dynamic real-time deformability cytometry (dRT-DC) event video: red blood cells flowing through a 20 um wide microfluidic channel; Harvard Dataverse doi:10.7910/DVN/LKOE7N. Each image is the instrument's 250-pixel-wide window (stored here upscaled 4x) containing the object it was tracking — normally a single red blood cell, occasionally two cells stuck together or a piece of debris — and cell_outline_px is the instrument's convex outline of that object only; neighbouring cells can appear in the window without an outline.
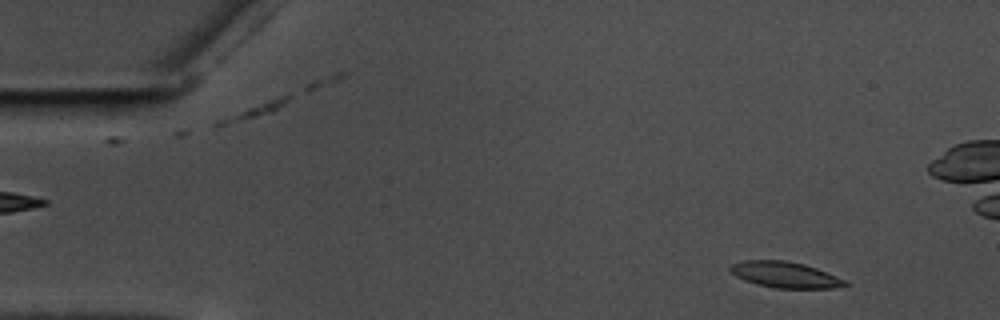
{"species": "common noctule bat (a hibernating species)", "species_latin": "Nyctalus noctula", "temperature_condition": "warm", "stored_images_in_passage": 54, "camera_frame_rate_fps": 3000, "um_per_image_px": 0.085, "animal": {"sex": "male", "body_mass_g": 17.5, "forearm_length_mm": 52.3}, "frame": {"image": 1, "passage_image": 6, "time_ms": 1.667, "image_size_px": [1000, 320], "cell_outline_px": [[848, 284], [832, 288], [776, 288], [756, 284], [744, 280], [736, 276], [728, 268], [732, 264], [744, 260], [784, 260], [804, 264], [816, 268], [844, 280]], "centroid_in_image_um": [66.67, 23.35], "position_along_channel_um": 18.3, "area_um2": 17.11}}
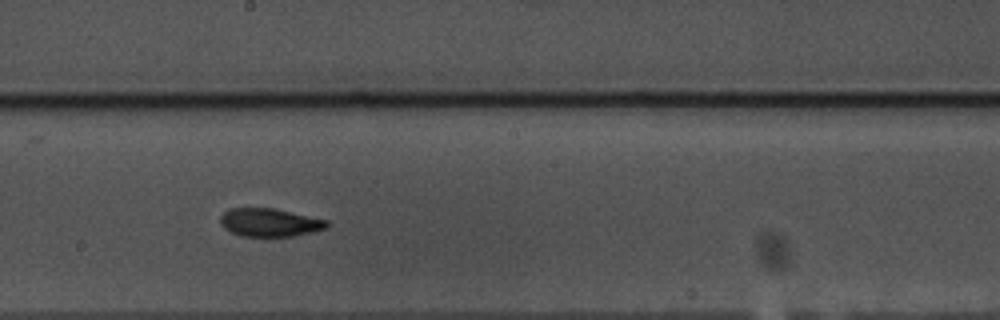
{"frame": {"image": 2, "passage_image": 32, "time_ms": 10.333, "image_size_px": [1000, 320], "cell_outline_px": [[332, 224], [328, 228], [312, 232], [292, 236], [240, 236], [228, 232], [220, 224], [220, 216], [228, 208], [276, 208], [328, 220]], "centroid_in_image_um": [22.93, 18.91], "position_along_channel_um": 225.3, "area_um2": 17.86}}
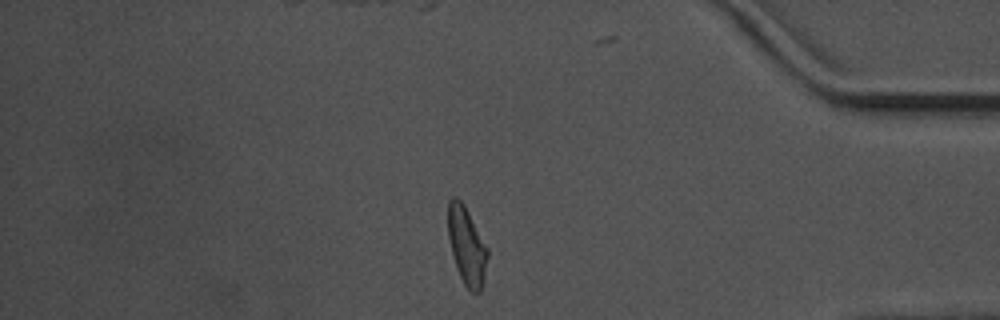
{"frame": {"image": 3, "passage_image": 49, "time_ms": 16.0, "image_size_px": [1000, 320], "cell_outline_px": [[488, 256], [484, 280], [480, 292], [472, 292], [464, 284], [456, 268], [448, 236], [448, 200], [452, 196], [456, 196], [464, 204], [488, 248]], "centroid_in_image_um": [39.67, 20.88], "position_along_channel_um": 395.5, "area_um2": 17.92}}